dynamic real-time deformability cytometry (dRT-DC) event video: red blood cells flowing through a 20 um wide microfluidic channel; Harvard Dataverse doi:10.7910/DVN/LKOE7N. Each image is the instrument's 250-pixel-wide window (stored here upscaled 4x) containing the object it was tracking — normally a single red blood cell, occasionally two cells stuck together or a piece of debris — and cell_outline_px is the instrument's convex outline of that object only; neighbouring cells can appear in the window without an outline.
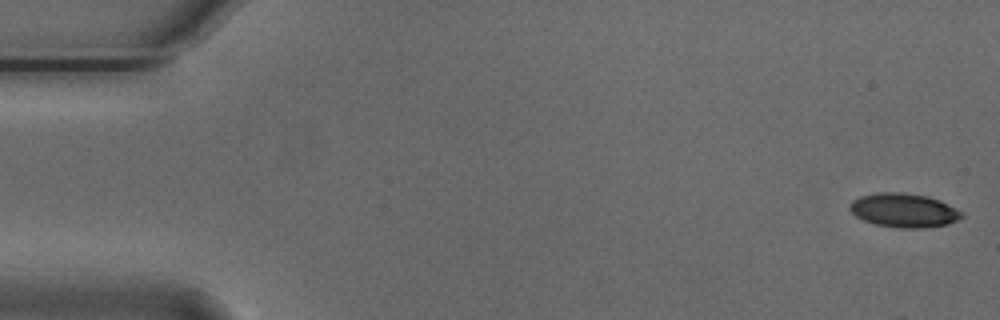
{"species": "Egyptian fruit bat (a non-hibernating species)", "species_latin": "Rousettus aegyptiacus", "temperature_condition": "cold", "stored_images_in_passage": 16, "camera_frame_rate_fps": 3000, "um_per_image_px": 0.085, "animal": {"sex": "male"}, "frame": {"image": 1, "passage_image": 1, "time_ms": 0.0, "image_size_px": [1000, 320], "cell_outline_px": [[964, 216], [948, 224], [924, 228], [900, 228], [876, 224], [864, 220], [856, 216], [848, 208], [848, 204], [852, 200], [860, 196], [876, 192], [904, 192], [928, 196], [940, 200], [964, 212]], "centroid_in_image_um": [76.83, 17.86], "position_along_channel_um": 8.2, "area_um2": 22.37}}